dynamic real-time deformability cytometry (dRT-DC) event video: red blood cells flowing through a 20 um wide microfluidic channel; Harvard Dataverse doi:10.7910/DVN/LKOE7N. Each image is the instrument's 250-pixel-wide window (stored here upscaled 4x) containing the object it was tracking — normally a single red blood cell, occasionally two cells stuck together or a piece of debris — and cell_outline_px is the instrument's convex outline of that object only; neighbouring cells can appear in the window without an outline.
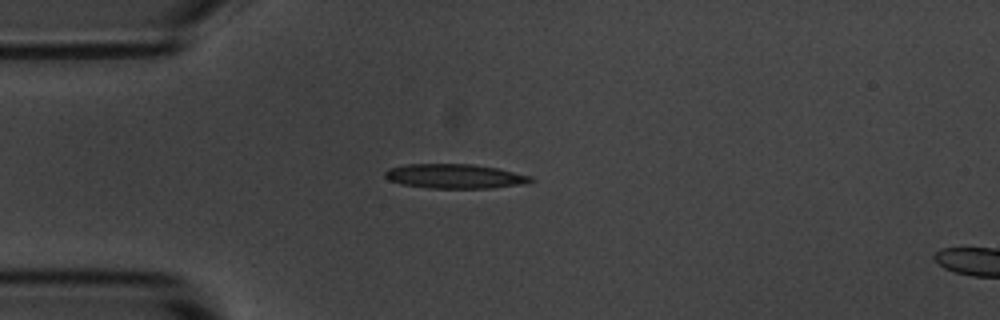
{"species": "common noctule bat (a hibernating species)", "species_latin": "Nyctalus noctula", "temperature_condition": "room temperature", "stored_images_in_passage": 2, "segment_of_instrument_passage": [1, 2], "camera_frame_rate_fps": 3000, "um_per_image_px": 0.085, "animal": {"sex": "male", "body_mass_g": 20.1, "forearm_length_mm": 53.5}, "frame": {"image": 1, "passage_image": 1, "time_ms": 0.0, "image_size_px": [1000, 320], "cell_outline_px": [[536, 180], [524, 184], [492, 188], [428, 188], [400, 184], [388, 180], [384, 176], [384, 172], [388, 168], [408, 164], [472, 164], [500, 168], [532, 176]], "centroid_in_image_um": [38.68, 14.98], "position_along_channel_um": 46.3, "area_um2": 21.04}}